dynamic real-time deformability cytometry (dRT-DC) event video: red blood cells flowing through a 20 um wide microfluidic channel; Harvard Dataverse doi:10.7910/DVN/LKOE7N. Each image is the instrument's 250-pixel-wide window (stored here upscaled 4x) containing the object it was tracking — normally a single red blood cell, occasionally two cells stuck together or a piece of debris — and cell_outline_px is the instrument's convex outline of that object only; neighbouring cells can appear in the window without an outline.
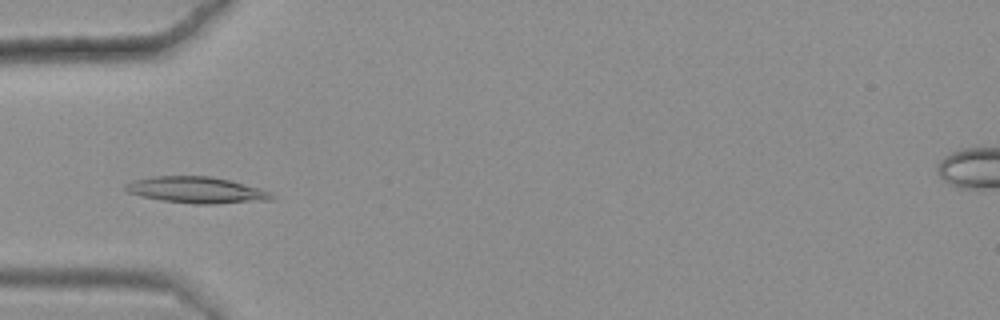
{"species": "common noctule bat (a hibernating species)", "species_latin": "Nyctalus noctula", "temperature_condition": "warm", "stored_images_in_passage": 43, "camera_frame_rate_fps": 3000, "um_per_image_px": 0.085, "animal": {"sex": "female", "body_mass_g": 25.1}, "frame": {"image": 1, "passage_image": 15, "time_ms": 4.667, "image_size_px": [1000, 320], "cell_outline_px": [[276, 196], [272, 200], [216, 204], [196, 204], [164, 200], [144, 196], [128, 192], [124, 188], [124, 184], [136, 180], [156, 176], [208, 176], [228, 180], [260, 188]], "centroid_in_image_um": [16.75, 16.15], "position_along_channel_um": 68.3, "area_um2": 22.08}}
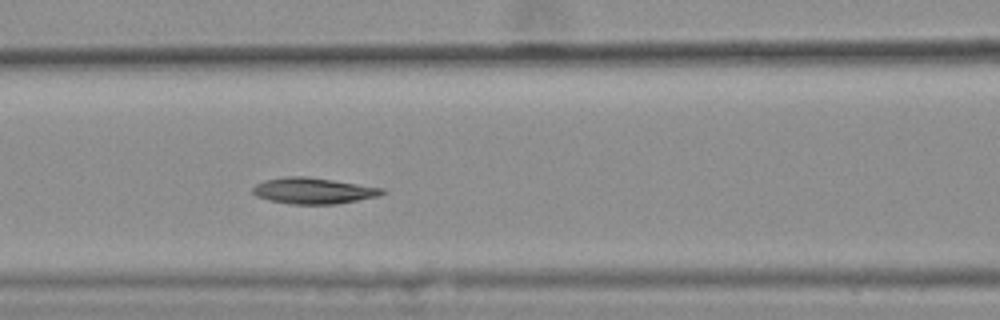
{"frame": {"image": 2, "passage_image": 21, "time_ms": 6.667, "image_size_px": [1000, 320], "cell_outline_px": [[384, 192], [380, 196], [336, 204], [292, 204], [268, 200], [256, 196], [252, 192], [252, 188], [256, 184], [264, 180], [284, 176], [304, 176], [332, 180], [384, 188]], "centroid_in_image_um": [26.6, 16.21], "position_along_channel_um": 140.0, "area_um2": 19.65}}
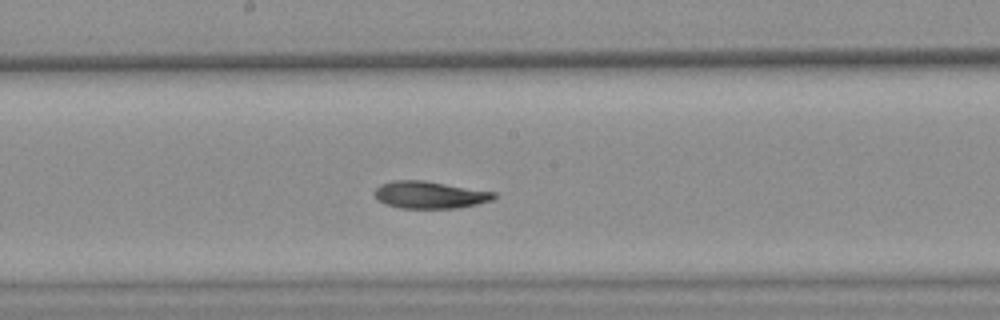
{"frame": {"image": 3, "passage_image": 27, "time_ms": 8.667, "image_size_px": [1000, 320], "cell_outline_px": [[496, 196], [492, 200], [460, 208], [400, 208], [384, 204], [376, 196], [376, 188], [380, 184], [392, 180], [424, 180], [496, 192]], "centroid_in_image_um": [36.54, 16.56], "position_along_channel_um": 211.7, "area_um2": 18.9}, "authors_computed_cell_mechanics": {"area_um2": 19.8254, "velocity_mm_per_s": 3.6022, "shape_relaxation_time_tau1_ms": 7.3082, "shape_relaxation_time_tau2_ms": 3.7067, "deformation_change_tau1": 0.1826, "deformation_change_tau2": 0.0832}}